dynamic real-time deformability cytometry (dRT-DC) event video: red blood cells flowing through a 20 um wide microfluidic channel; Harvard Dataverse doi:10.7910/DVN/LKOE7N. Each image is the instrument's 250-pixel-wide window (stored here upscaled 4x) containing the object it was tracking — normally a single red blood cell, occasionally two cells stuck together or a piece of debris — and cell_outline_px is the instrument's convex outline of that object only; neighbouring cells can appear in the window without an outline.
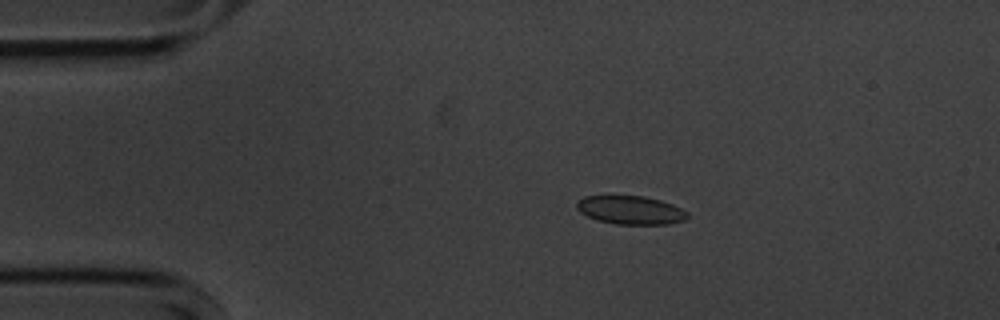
{"species": "common noctule bat (a hibernating species)", "species_latin": "Nyctalus noctula", "temperature_condition": "cold", "stored_images_in_passage": 47, "camera_frame_rate_fps": 3000, "um_per_image_px": 0.085, "animal": {"sex": "male", "body_mass_g": 20.1, "forearm_length_mm": 53.5}, "frame": {"image": 1, "passage_image": 2, "time_ms": 0.333, "image_size_px": [1000, 320], "cell_outline_px": [[688, 216], [684, 220], [668, 224], [616, 224], [596, 220], [580, 212], [576, 208], [576, 204], [584, 196], [644, 196], [660, 200], [672, 204], [688, 212]], "centroid_in_image_um": [53.6, 17.86], "position_along_channel_um": 31.4, "area_um2": 18.26}}
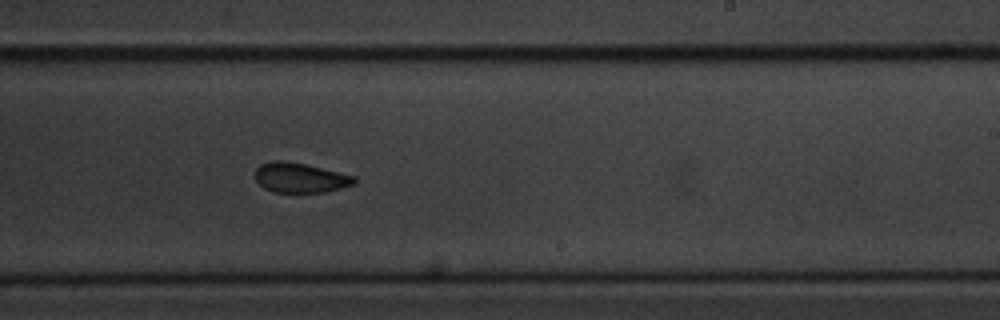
{"frame": {"image": 2, "passage_image": 25, "time_ms": 8.0, "image_size_px": [1000, 320], "cell_outline_px": [[356, 184], [324, 192], [276, 192], [264, 188], [256, 180], [256, 168], [260, 164], [272, 160], [284, 160], [304, 164], [356, 176]], "centroid_in_image_um": [25.52, 15.1], "position_along_channel_um": 263.5, "area_um2": 17.17}}
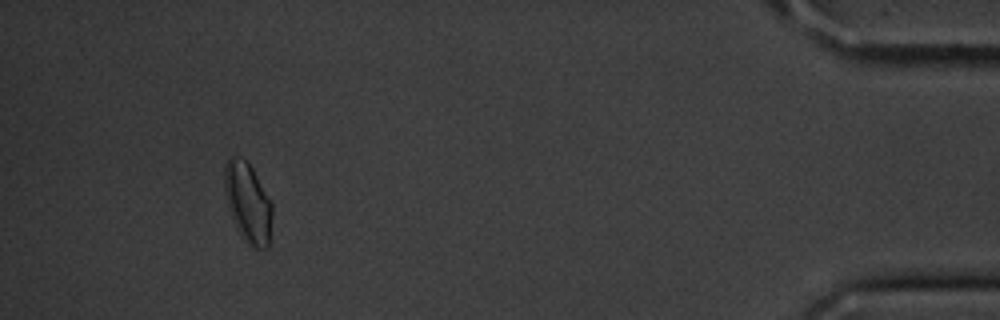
{"frame": {"image": 3, "passage_image": 43, "time_ms": 14.0, "image_size_px": [1000, 320], "cell_outline_px": [[272, 216], [268, 248], [252, 248], [244, 240], [236, 228], [228, 208], [224, 188], [224, 168], [228, 160], [232, 156], [248, 160], [272, 204]], "centroid_in_image_um": [21.06, 17.24], "position_along_channel_um": 414.1, "area_um2": 22.2}, "authors_computed_cell_mechanics": {"area_um2": 18.3804, "velocity_mm_per_s": 3.5872, "shape_relaxation_time_tau1_ms": 1.8744, "shape_relaxation_time_tau2_ms": 2.7334, "deformation_change_tau1": 0.0613, "deformation_change_tau2": 0.0734}}